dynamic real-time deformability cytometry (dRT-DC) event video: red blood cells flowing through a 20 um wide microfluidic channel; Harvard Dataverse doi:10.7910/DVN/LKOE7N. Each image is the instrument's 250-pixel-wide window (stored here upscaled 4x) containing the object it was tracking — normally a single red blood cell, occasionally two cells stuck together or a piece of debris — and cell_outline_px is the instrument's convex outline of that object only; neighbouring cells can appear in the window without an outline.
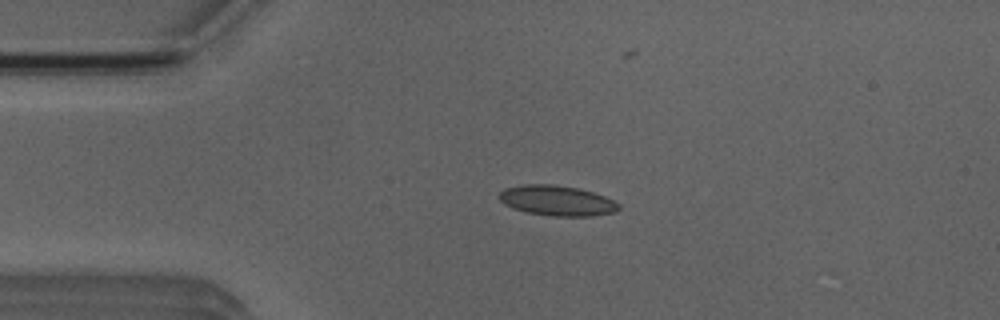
{"species": "Egyptian fruit bat (a non-hibernating species)", "species_latin": "Rousettus aegyptiacus", "temperature_condition": "room temperature", "stored_images_in_passage": 3, "camera_frame_rate_fps": 3000, "um_per_image_px": 0.085, "animal": {"sex": "male"}, "frame": {"image": 1, "passage_image": 2, "time_ms": 1.333, "image_size_px": [1000, 320], "cell_outline_px": [[620, 208], [616, 212], [592, 216], [552, 216], [528, 212], [512, 208], [504, 204], [496, 196], [504, 188], [520, 184], [552, 184], [576, 188], [592, 192], [604, 196], [620, 204]], "centroid_in_image_um": [47.31, 17.05], "position_along_channel_um": 37.7, "area_um2": 21.15}}